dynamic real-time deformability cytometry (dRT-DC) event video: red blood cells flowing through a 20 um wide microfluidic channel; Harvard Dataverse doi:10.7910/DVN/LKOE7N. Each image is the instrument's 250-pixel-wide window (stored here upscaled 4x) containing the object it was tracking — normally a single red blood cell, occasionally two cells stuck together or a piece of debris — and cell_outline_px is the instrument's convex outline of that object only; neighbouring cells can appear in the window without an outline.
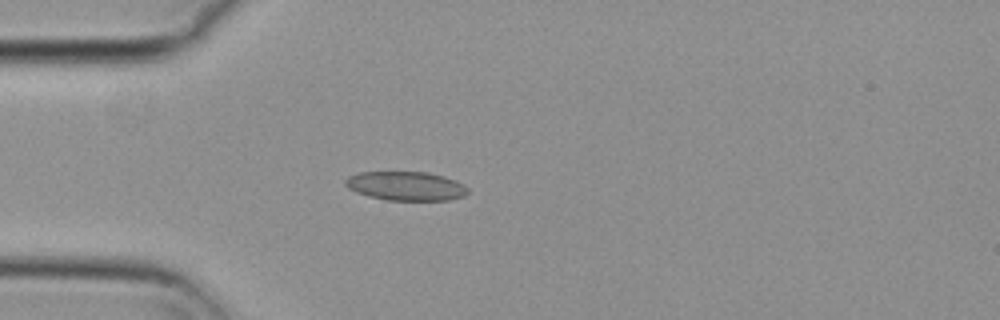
{"species": "common noctule bat (a hibernating species)", "species_latin": "Nyctalus noctula", "temperature_condition": "cold", "stored_images_in_passage": 25, "camera_frame_rate_fps": 3000, "um_per_image_px": 0.085, "animal": {"sex": "female", "body_mass_g": 29.2, "forearm_length_mm": 56.3}, "frame": {"image": 1, "passage_image": 1, "time_ms": 0.0, "image_size_px": [1000, 320], "cell_outline_px": [[468, 192], [464, 196], [448, 200], [384, 200], [368, 196], [356, 192], [348, 188], [344, 184], [344, 180], [348, 176], [360, 172], [428, 172], [444, 176], [456, 180], [464, 184], [468, 188]], "centroid_in_image_um": [34.5, 15.81], "position_along_channel_um": 50.5, "area_um2": 20.87}}
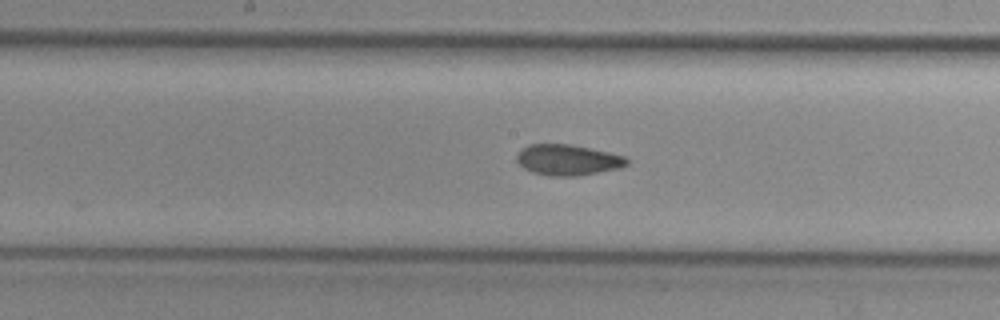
{"frame": {"image": 2, "passage_image": 14, "time_ms": 4.333, "image_size_px": [1000, 320], "cell_outline_px": [[628, 164], [620, 168], [576, 176], [548, 176], [532, 172], [524, 168], [516, 160], [516, 156], [528, 144], [568, 144], [608, 152], [624, 156], [628, 160]], "centroid_in_image_um": [48.25, 13.6], "position_along_channel_um": 200.0, "area_um2": 19.54}}
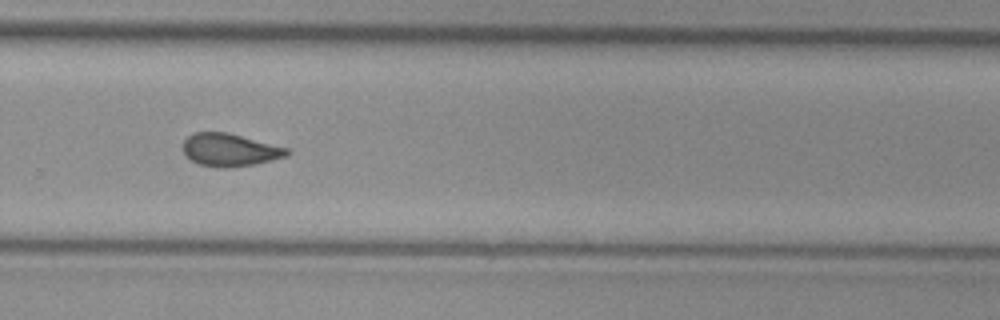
{"frame": {"image": 3, "passage_image": 23, "time_ms": 7.333, "image_size_px": [1000, 320], "cell_outline_px": [[292, 152], [288, 156], [256, 164], [228, 168], [220, 168], [200, 164], [184, 156], [184, 140], [192, 132], [228, 132], [288, 148]], "centroid_in_image_um": [19.55, 12.74], "position_along_channel_um": 310.2, "area_um2": 20.0}}